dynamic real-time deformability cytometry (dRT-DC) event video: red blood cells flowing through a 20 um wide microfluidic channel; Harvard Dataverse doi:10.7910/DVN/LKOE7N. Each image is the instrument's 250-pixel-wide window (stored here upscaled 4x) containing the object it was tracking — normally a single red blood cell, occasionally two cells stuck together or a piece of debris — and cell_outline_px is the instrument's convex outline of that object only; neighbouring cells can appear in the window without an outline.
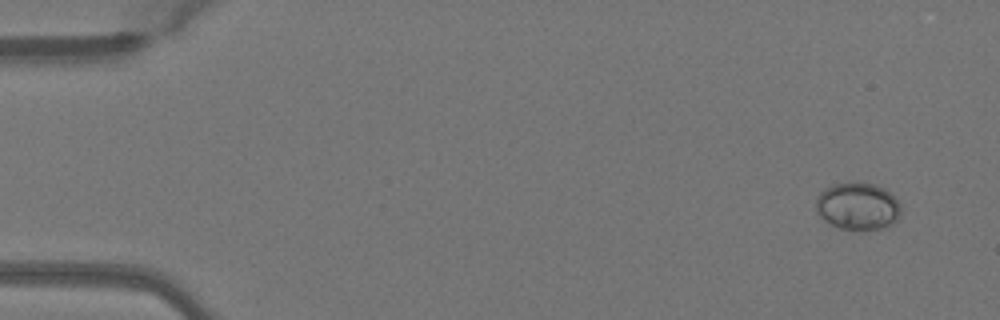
{"species": "Egyptian fruit bat (a non-hibernating species)", "species_latin": "Rousettus aegyptiacus", "temperature_condition": "warm", "stored_images_in_passage": 45, "camera_frame_rate_fps": 3000, "um_per_image_px": 0.085, "animal": {"sex": "female"}, "frame": {"image": 1, "passage_image": 1, "time_ms": 0.0, "image_size_px": [1000, 320], "cell_outline_px": [[900, 216], [892, 224], [880, 228], [860, 232], [840, 228], [824, 220], [816, 212], [816, 196], [824, 188], [832, 184], [856, 180], [876, 184], [884, 188], [900, 204]], "centroid_in_image_um": [72.88, 17.51], "position_along_channel_um": 12.1, "area_um2": 24.04}}
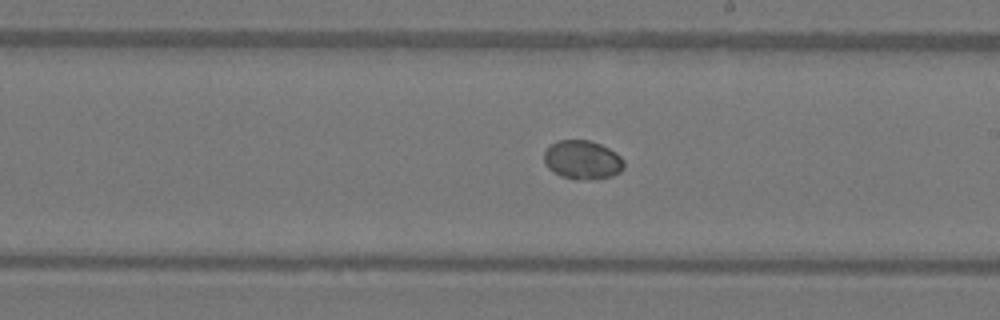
{"frame": {"image": 2, "passage_image": 27, "time_ms": 8.667, "image_size_px": [1000, 320], "cell_outline_px": [[624, 168], [620, 172], [612, 176], [576, 180], [560, 176], [552, 172], [548, 168], [544, 160], [544, 152], [556, 140], [588, 140], [600, 144], [616, 152], [624, 160]], "centroid_in_image_um": [49.5, 13.59], "position_along_channel_um": 239.5, "area_um2": 18.09}}
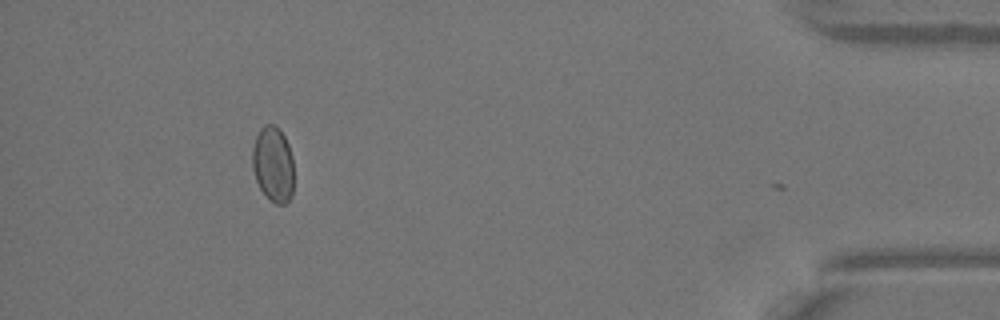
{"frame": {"image": 3, "passage_image": 44, "time_ms": 14.333, "image_size_px": [1000, 320], "cell_outline_px": [[292, 196], [284, 204], [276, 204], [268, 200], [260, 188], [256, 180], [252, 168], [252, 148], [256, 136], [260, 128], [264, 124], [276, 124], [280, 128], [288, 144], [292, 156]], "centroid_in_image_um": [23.19, 13.94], "position_along_channel_um": 412.0, "area_um2": 18.44}}